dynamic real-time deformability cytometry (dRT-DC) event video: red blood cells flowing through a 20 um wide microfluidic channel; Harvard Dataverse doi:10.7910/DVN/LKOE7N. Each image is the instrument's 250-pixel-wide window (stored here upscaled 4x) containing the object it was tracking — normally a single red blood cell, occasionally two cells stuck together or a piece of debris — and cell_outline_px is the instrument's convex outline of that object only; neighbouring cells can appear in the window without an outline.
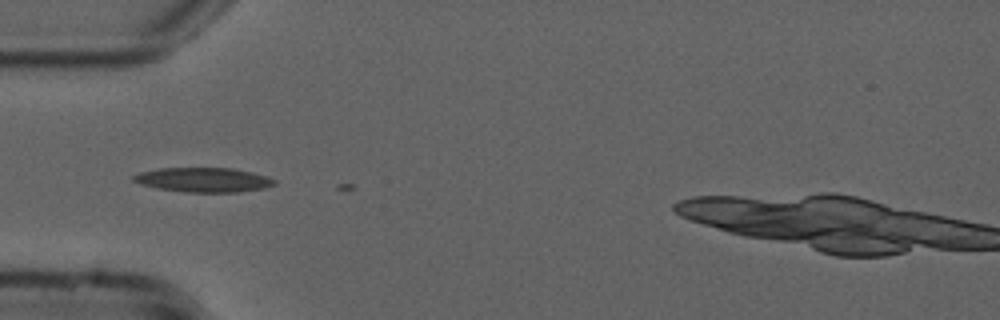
{"species": "common noctule bat (a hibernating species)", "species_latin": "Nyctalus noctula", "temperature_condition": "cold", "stored_images_in_passage": 4, "camera_frame_rate_fps": 3000, "um_per_image_px": 0.085, "animal": {"sex": "male", "forearm_length_mm": 52.5}, "frame": {"image": 1, "passage_image": 1, "time_ms": 0.0, "image_size_px": [1000, 320], "cell_outline_px": [[276, 184], [264, 188], [236, 192], [188, 192], [156, 188], [140, 184], [132, 180], [132, 176], [140, 172], [160, 168], [232, 168], [252, 172], [268, 176], [276, 180]], "centroid_in_image_um": [17.3, 15.28], "position_along_channel_um": 67.7, "area_um2": 20.11}}